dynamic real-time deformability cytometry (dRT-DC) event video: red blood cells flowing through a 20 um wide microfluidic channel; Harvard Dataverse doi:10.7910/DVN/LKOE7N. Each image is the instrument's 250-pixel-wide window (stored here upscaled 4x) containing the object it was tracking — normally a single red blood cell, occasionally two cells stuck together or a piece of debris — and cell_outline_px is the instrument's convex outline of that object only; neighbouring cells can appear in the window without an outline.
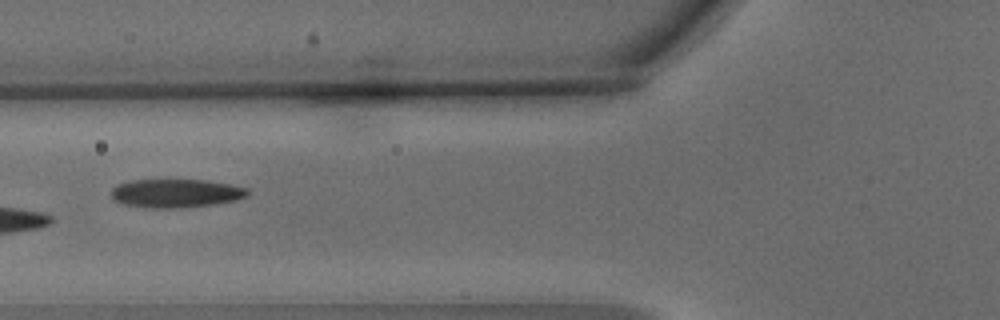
{"species": "common noctule bat (a hibernating species)", "species_latin": "Nyctalus noctula", "temperature_condition": "warm", "stored_images_in_passage": 8, "camera_frame_rate_fps": 3000, "um_per_image_px": 0.085, "animal": {"sex": "male", "body_mass_g": 15.6}, "frame": {"image": 1, "passage_image": 5, "time_ms": 1.333, "image_size_px": [1000, 320], "cell_outline_px": [[248, 196], [236, 200], [212, 204], [176, 208], [148, 208], [124, 204], [112, 200], [112, 188], [116, 184], [132, 180], [204, 180], [228, 184], [248, 188]], "centroid_in_image_um": [14.91, 16.43], "position_along_channel_um": 110.9, "area_um2": 22.6}}
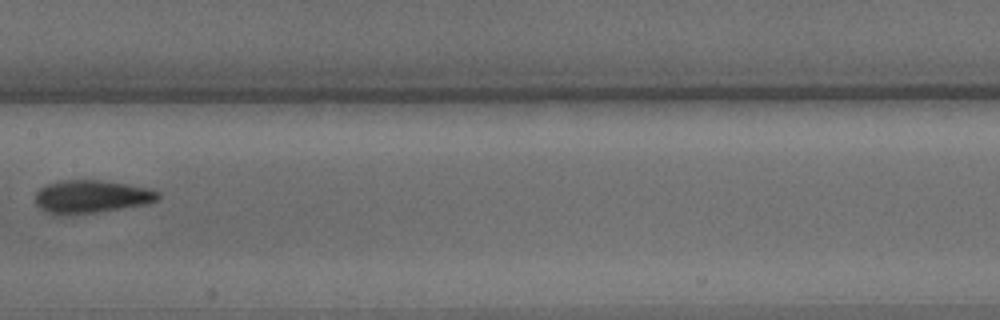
{"frame": {"image": 2, "passage_image": 7, "time_ms": 2.0, "image_size_px": [1000, 320], "cell_outline_px": [[160, 196], [156, 200], [144, 204], [96, 212], [64, 216], [52, 216], [40, 208], [36, 204], [36, 192], [40, 188], [48, 184], [64, 180], [100, 180], [128, 184], [148, 188], [160, 192]], "centroid_in_image_um": [7.71, 16.73], "position_along_channel_um": 199.7, "area_um2": 23.64}}
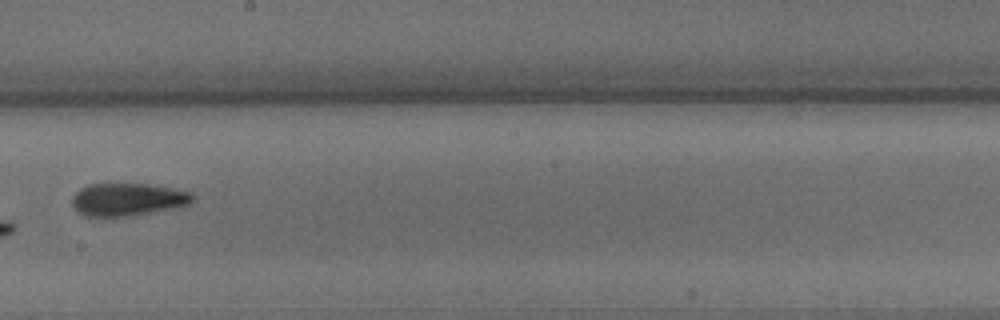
{"frame": {"image": 3, "passage_image": 8, "time_ms": 2.333, "image_size_px": [1000, 320], "cell_outline_px": [[196, 200], [188, 204], [172, 208], [132, 216], [84, 216], [76, 212], [72, 204], [72, 196], [80, 188], [88, 184], [148, 184], [172, 188], [192, 192], [196, 196]], "centroid_in_image_um": [10.85, 16.95], "position_along_channel_um": 237.3, "area_um2": 23.12}}